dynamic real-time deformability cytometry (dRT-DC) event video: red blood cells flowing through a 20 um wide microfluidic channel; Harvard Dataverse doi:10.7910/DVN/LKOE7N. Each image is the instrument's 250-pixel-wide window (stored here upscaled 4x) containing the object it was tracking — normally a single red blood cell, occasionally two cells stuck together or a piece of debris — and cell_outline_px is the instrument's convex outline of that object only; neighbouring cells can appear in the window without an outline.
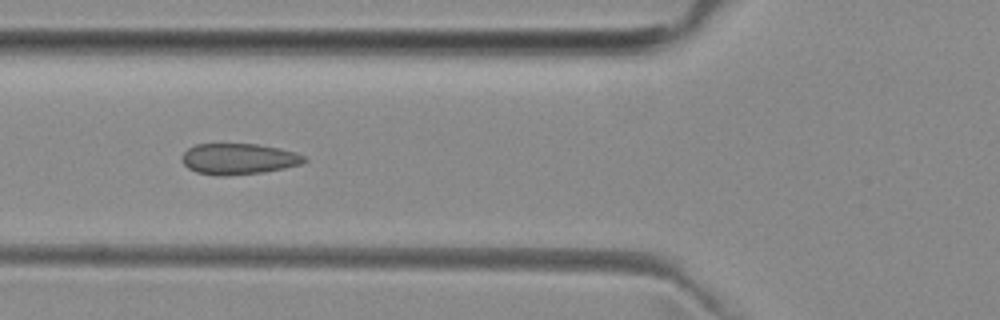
{"species": "common noctule bat (a hibernating species)", "species_latin": "Nyctalus noctula", "temperature_condition": "room temperature", "stored_images_in_passage": 7, "camera_frame_rate_fps": 3000, "um_per_image_px": 0.085, "animal": {"sex": "female", "body_mass_g": 29.2, "forearm_length_mm": 56.3}, "frame": {"image": 1, "passage_image": 6, "time_ms": 5.667, "image_size_px": [1000, 320], "cell_outline_px": [[308, 160], [300, 164], [284, 168], [264, 172], [228, 176], [216, 176], [196, 172], [188, 168], [180, 160], [180, 156], [188, 148], [196, 144], [256, 144], [280, 148], [296, 152], [304, 156]], "centroid_in_image_um": [20.25, 13.51], "position_along_channel_um": 105.5, "area_um2": 22.31}}
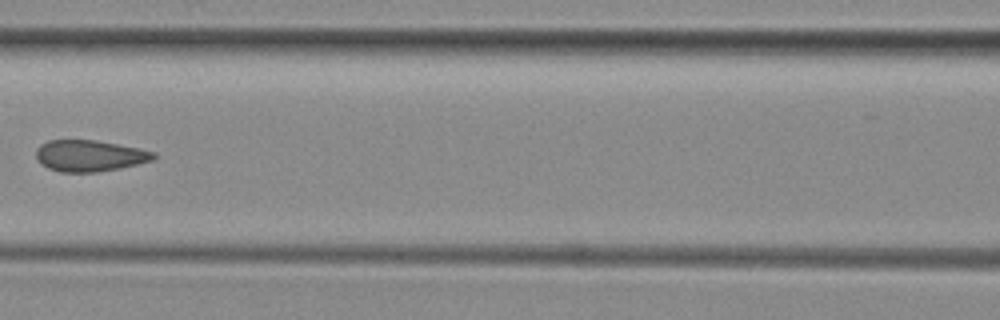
{"frame": {"image": 2, "passage_image": 7, "time_ms": 7.0, "image_size_px": [1000, 320], "cell_outline_px": [[156, 160], [120, 168], [96, 172], [60, 172], [48, 168], [36, 156], [36, 148], [40, 144], [48, 140], [96, 140], [140, 148], [156, 152]], "centroid_in_image_um": [7.67, 13.23], "position_along_channel_um": 158.9, "area_um2": 21.56}}